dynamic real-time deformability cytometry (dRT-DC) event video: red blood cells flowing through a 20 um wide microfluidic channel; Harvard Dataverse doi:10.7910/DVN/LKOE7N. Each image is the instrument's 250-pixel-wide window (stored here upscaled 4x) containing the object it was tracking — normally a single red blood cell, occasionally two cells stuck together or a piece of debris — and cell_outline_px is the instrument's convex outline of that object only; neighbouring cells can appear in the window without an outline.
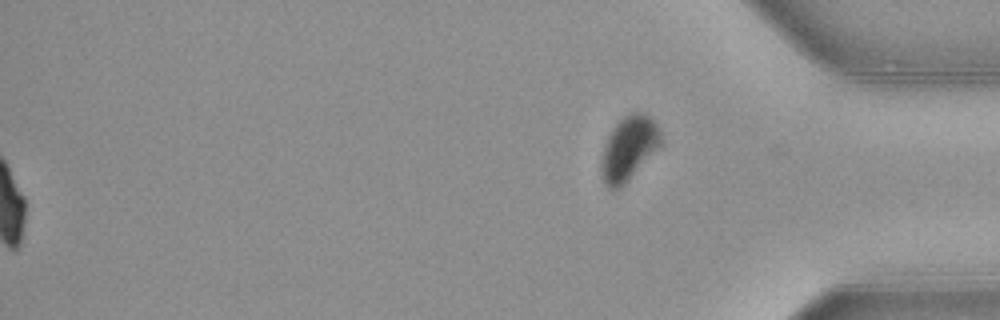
{"species": "common noctule bat (a hibernating species)", "species_latin": "Nyctalus noctula", "temperature_condition": "warm", "stored_images_in_passage": 54, "segment_of_instrument_passage": [2, 2], "camera_frame_rate_fps": 3000, "um_per_image_px": 0.085, "animal": {"sex": "female", "body_mass_g": 21.9}, "frame": {"image": 1, "passage_image": 54, "time_ms": 17.667, "image_size_px": [1000, 320], "cell_outline_px": [[664, 144], [620, 188], [608, 188], [604, 184], [600, 168], [600, 160], [604, 144], [612, 128], [624, 116], [632, 112], [644, 112], [656, 124], [660, 132]], "centroid_in_image_um": [53.45, 12.61], "position_along_channel_um": 381.8, "area_um2": 22.48}}